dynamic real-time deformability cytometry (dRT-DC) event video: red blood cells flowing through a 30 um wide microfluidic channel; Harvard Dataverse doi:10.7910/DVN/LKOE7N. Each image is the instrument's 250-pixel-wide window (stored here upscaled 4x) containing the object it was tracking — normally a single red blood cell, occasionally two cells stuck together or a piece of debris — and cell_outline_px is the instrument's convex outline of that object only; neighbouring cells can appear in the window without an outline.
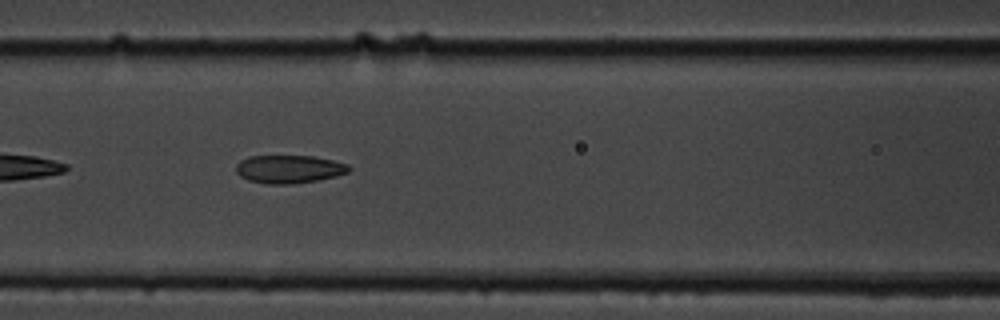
{"species": "common noctule bat (a hibernating species)", "species_latin": "Nyctalus noctula", "temperature_condition": "cold", "stored_images_in_passage": 7, "camera_frame_rate_fps": 3000, "um_per_image_px": 0.085, "animal": {"sex": "male", "body_mass_g": 19.5, "forearm_length_mm": 54.6}, "frame": {"image": 1, "passage_image": 4, "time_ms": 3.333, "image_size_px": [1000, 320], "cell_outline_px": [[352, 168], [348, 172], [336, 176], [320, 180], [292, 184], [268, 184], [248, 180], [240, 176], [236, 172], [236, 164], [240, 160], [248, 156], [312, 156], [332, 160], [348, 164]], "centroid_in_image_um": [24.57, 14.38], "position_along_channel_um": 142.0, "area_um2": 18.61}}
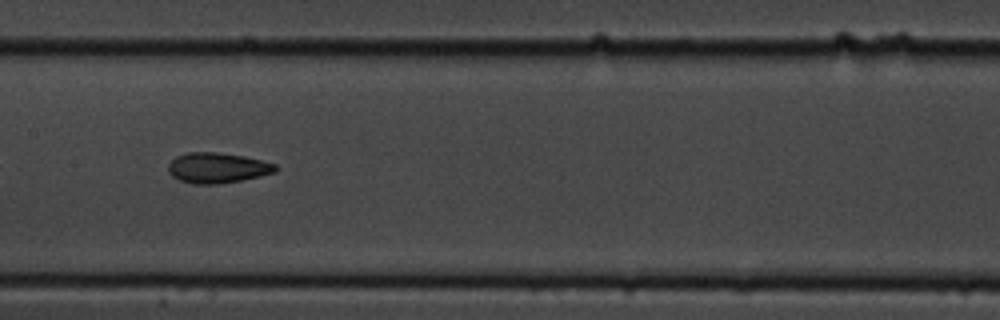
{"frame": {"image": 2, "passage_image": 5, "time_ms": 4.667, "image_size_px": [1000, 320], "cell_outline_px": [[276, 172], [260, 176], [220, 184], [196, 184], [180, 180], [172, 176], [168, 172], [168, 164], [176, 156], [188, 152], [216, 152], [244, 156], [276, 164]], "centroid_in_image_um": [18.45, 14.26], "position_along_channel_um": 188.9, "area_um2": 18.9}}
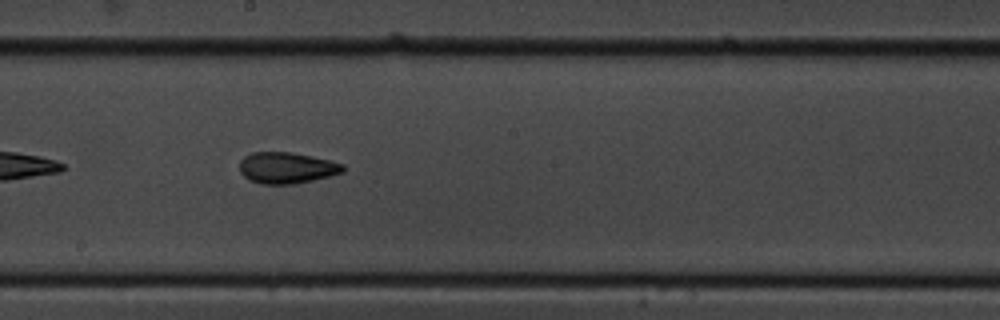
{"frame": {"image": 3, "passage_image": 6, "time_ms": 5.667, "image_size_px": [1000, 320], "cell_outline_px": [[344, 172], [312, 180], [292, 184], [260, 184], [248, 180], [240, 172], [240, 160], [244, 156], [252, 152], [292, 152], [312, 156], [344, 164]], "centroid_in_image_um": [24.34, 14.26], "position_along_channel_um": 223.9, "area_um2": 18.84}}